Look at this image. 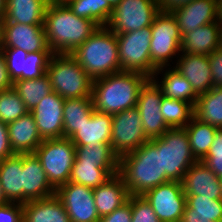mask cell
Here are the masks:
<instances>
[{
	"instance_id": "1",
	"label": "cell",
	"mask_w": 222,
	"mask_h": 222,
	"mask_svg": "<svg viewBox=\"0 0 222 222\" xmlns=\"http://www.w3.org/2000/svg\"><path fill=\"white\" fill-rule=\"evenodd\" d=\"M43 28L53 53L71 54L99 26L92 20L76 16L67 4L50 1L45 11Z\"/></svg>"
},
{
	"instance_id": "2",
	"label": "cell",
	"mask_w": 222,
	"mask_h": 222,
	"mask_svg": "<svg viewBox=\"0 0 222 222\" xmlns=\"http://www.w3.org/2000/svg\"><path fill=\"white\" fill-rule=\"evenodd\" d=\"M118 174L130 195H143L148 190L170 181L166 174L162 173L158 138L151 139L138 149L120 156Z\"/></svg>"
},
{
	"instance_id": "3",
	"label": "cell",
	"mask_w": 222,
	"mask_h": 222,
	"mask_svg": "<svg viewBox=\"0 0 222 222\" xmlns=\"http://www.w3.org/2000/svg\"><path fill=\"white\" fill-rule=\"evenodd\" d=\"M149 79L138 72L119 71L93 80L94 110L114 115L135 108L140 89Z\"/></svg>"
},
{
	"instance_id": "4",
	"label": "cell",
	"mask_w": 222,
	"mask_h": 222,
	"mask_svg": "<svg viewBox=\"0 0 222 222\" xmlns=\"http://www.w3.org/2000/svg\"><path fill=\"white\" fill-rule=\"evenodd\" d=\"M71 55L92 80L121 71L116 34L107 26H100Z\"/></svg>"
},
{
	"instance_id": "5",
	"label": "cell",
	"mask_w": 222,
	"mask_h": 222,
	"mask_svg": "<svg viewBox=\"0 0 222 222\" xmlns=\"http://www.w3.org/2000/svg\"><path fill=\"white\" fill-rule=\"evenodd\" d=\"M46 74L53 91L63 99L92 97L93 80L71 54L54 53Z\"/></svg>"
},
{
	"instance_id": "6",
	"label": "cell",
	"mask_w": 222,
	"mask_h": 222,
	"mask_svg": "<svg viewBox=\"0 0 222 222\" xmlns=\"http://www.w3.org/2000/svg\"><path fill=\"white\" fill-rule=\"evenodd\" d=\"M75 149L70 138L61 137L43 140L34 152L55 190L69 182Z\"/></svg>"
},
{
	"instance_id": "7",
	"label": "cell",
	"mask_w": 222,
	"mask_h": 222,
	"mask_svg": "<svg viewBox=\"0 0 222 222\" xmlns=\"http://www.w3.org/2000/svg\"><path fill=\"white\" fill-rule=\"evenodd\" d=\"M158 151H161L162 173L170 181L181 182L186 171L197 162L185 128H169L158 138Z\"/></svg>"
},
{
	"instance_id": "8",
	"label": "cell",
	"mask_w": 222,
	"mask_h": 222,
	"mask_svg": "<svg viewBox=\"0 0 222 222\" xmlns=\"http://www.w3.org/2000/svg\"><path fill=\"white\" fill-rule=\"evenodd\" d=\"M151 26L116 34L121 71L138 72L151 79L157 67L151 62Z\"/></svg>"
},
{
	"instance_id": "9",
	"label": "cell",
	"mask_w": 222,
	"mask_h": 222,
	"mask_svg": "<svg viewBox=\"0 0 222 222\" xmlns=\"http://www.w3.org/2000/svg\"><path fill=\"white\" fill-rule=\"evenodd\" d=\"M151 62L157 67H169L172 59L181 53L182 37L175 16L159 12L151 25Z\"/></svg>"
},
{
	"instance_id": "10",
	"label": "cell",
	"mask_w": 222,
	"mask_h": 222,
	"mask_svg": "<svg viewBox=\"0 0 222 222\" xmlns=\"http://www.w3.org/2000/svg\"><path fill=\"white\" fill-rule=\"evenodd\" d=\"M160 12L157 0H120L106 25L115 34L150 27Z\"/></svg>"
},
{
	"instance_id": "11",
	"label": "cell",
	"mask_w": 222,
	"mask_h": 222,
	"mask_svg": "<svg viewBox=\"0 0 222 222\" xmlns=\"http://www.w3.org/2000/svg\"><path fill=\"white\" fill-rule=\"evenodd\" d=\"M141 122L140 113L136 107L112 115L110 144L119 157L149 141Z\"/></svg>"
},
{
	"instance_id": "12",
	"label": "cell",
	"mask_w": 222,
	"mask_h": 222,
	"mask_svg": "<svg viewBox=\"0 0 222 222\" xmlns=\"http://www.w3.org/2000/svg\"><path fill=\"white\" fill-rule=\"evenodd\" d=\"M152 206L161 222H181L186 195L179 181H168L142 195Z\"/></svg>"
},
{
	"instance_id": "13",
	"label": "cell",
	"mask_w": 222,
	"mask_h": 222,
	"mask_svg": "<svg viewBox=\"0 0 222 222\" xmlns=\"http://www.w3.org/2000/svg\"><path fill=\"white\" fill-rule=\"evenodd\" d=\"M71 222H99L93 189L68 182L55 190Z\"/></svg>"
},
{
	"instance_id": "14",
	"label": "cell",
	"mask_w": 222,
	"mask_h": 222,
	"mask_svg": "<svg viewBox=\"0 0 222 222\" xmlns=\"http://www.w3.org/2000/svg\"><path fill=\"white\" fill-rule=\"evenodd\" d=\"M162 97L161 89L152 79H149L139 92L136 108L139 110L144 133L149 140L161 137L169 129L161 114Z\"/></svg>"
},
{
	"instance_id": "15",
	"label": "cell",
	"mask_w": 222,
	"mask_h": 222,
	"mask_svg": "<svg viewBox=\"0 0 222 222\" xmlns=\"http://www.w3.org/2000/svg\"><path fill=\"white\" fill-rule=\"evenodd\" d=\"M1 48H19L27 53L51 51L43 25L1 22Z\"/></svg>"
},
{
	"instance_id": "16",
	"label": "cell",
	"mask_w": 222,
	"mask_h": 222,
	"mask_svg": "<svg viewBox=\"0 0 222 222\" xmlns=\"http://www.w3.org/2000/svg\"><path fill=\"white\" fill-rule=\"evenodd\" d=\"M55 91L46 95L30 112L43 140L63 137V104Z\"/></svg>"
},
{
	"instance_id": "17",
	"label": "cell",
	"mask_w": 222,
	"mask_h": 222,
	"mask_svg": "<svg viewBox=\"0 0 222 222\" xmlns=\"http://www.w3.org/2000/svg\"><path fill=\"white\" fill-rule=\"evenodd\" d=\"M22 187L23 204L55 194L35 153H22Z\"/></svg>"
},
{
	"instance_id": "18",
	"label": "cell",
	"mask_w": 222,
	"mask_h": 222,
	"mask_svg": "<svg viewBox=\"0 0 222 222\" xmlns=\"http://www.w3.org/2000/svg\"><path fill=\"white\" fill-rule=\"evenodd\" d=\"M172 66L192 85L199 96L213 88L208 55L180 53Z\"/></svg>"
},
{
	"instance_id": "19",
	"label": "cell",
	"mask_w": 222,
	"mask_h": 222,
	"mask_svg": "<svg viewBox=\"0 0 222 222\" xmlns=\"http://www.w3.org/2000/svg\"><path fill=\"white\" fill-rule=\"evenodd\" d=\"M181 184L186 196L202 195L208 199H222L220 178L201 161L186 171Z\"/></svg>"
},
{
	"instance_id": "20",
	"label": "cell",
	"mask_w": 222,
	"mask_h": 222,
	"mask_svg": "<svg viewBox=\"0 0 222 222\" xmlns=\"http://www.w3.org/2000/svg\"><path fill=\"white\" fill-rule=\"evenodd\" d=\"M217 0H193L171 12L178 23L181 37L200 26L216 22Z\"/></svg>"
},
{
	"instance_id": "21",
	"label": "cell",
	"mask_w": 222,
	"mask_h": 222,
	"mask_svg": "<svg viewBox=\"0 0 222 222\" xmlns=\"http://www.w3.org/2000/svg\"><path fill=\"white\" fill-rule=\"evenodd\" d=\"M7 129L9 143L14 153H34L43 141L30 111L8 123Z\"/></svg>"
},
{
	"instance_id": "22",
	"label": "cell",
	"mask_w": 222,
	"mask_h": 222,
	"mask_svg": "<svg viewBox=\"0 0 222 222\" xmlns=\"http://www.w3.org/2000/svg\"><path fill=\"white\" fill-rule=\"evenodd\" d=\"M112 115L93 110L89 121L76 131L70 140L75 146L95 147L96 143H111Z\"/></svg>"
},
{
	"instance_id": "23",
	"label": "cell",
	"mask_w": 222,
	"mask_h": 222,
	"mask_svg": "<svg viewBox=\"0 0 222 222\" xmlns=\"http://www.w3.org/2000/svg\"><path fill=\"white\" fill-rule=\"evenodd\" d=\"M158 75L161 76V79ZM151 79L161 89L163 96L185 101L194 107L198 95L195 93L192 85L187 79L172 66L157 68Z\"/></svg>"
},
{
	"instance_id": "24",
	"label": "cell",
	"mask_w": 222,
	"mask_h": 222,
	"mask_svg": "<svg viewBox=\"0 0 222 222\" xmlns=\"http://www.w3.org/2000/svg\"><path fill=\"white\" fill-rule=\"evenodd\" d=\"M95 206L99 217L112 213L128 202L130 193L119 174L93 189Z\"/></svg>"
},
{
	"instance_id": "25",
	"label": "cell",
	"mask_w": 222,
	"mask_h": 222,
	"mask_svg": "<svg viewBox=\"0 0 222 222\" xmlns=\"http://www.w3.org/2000/svg\"><path fill=\"white\" fill-rule=\"evenodd\" d=\"M51 0H6L1 22L43 25L45 11Z\"/></svg>"
},
{
	"instance_id": "26",
	"label": "cell",
	"mask_w": 222,
	"mask_h": 222,
	"mask_svg": "<svg viewBox=\"0 0 222 222\" xmlns=\"http://www.w3.org/2000/svg\"><path fill=\"white\" fill-rule=\"evenodd\" d=\"M23 222H71L56 194L23 204Z\"/></svg>"
},
{
	"instance_id": "27",
	"label": "cell",
	"mask_w": 222,
	"mask_h": 222,
	"mask_svg": "<svg viewBox=\"0 0 222 222\" xmlns=\"http://www.w3.org/2000/svg\"><path fill=\"white\" fill-rule=\"evenodd\" d=\"M220 27L212 22L188 32L182 37L181 53L209 55L219 48Z\"/></svg>"
},
{
	"instance_id": "28",
	"label": "cell",
	"mask_w": 222,
	"mask_h": 222,
	"mask_svg": "<svg viewBox=\"0 0 222 222\" xmlns=\"http://www.w3.org/2000/svg\"><path fill=\"white\" fill-rule=\"evenodd\" d=\"M0 184L8 202L23 204L22 153L0 161Z\"/></svg>"
},
{
	"instance_id": "29",
	"label": "cell",
	"mask_w": 222,
	"mask_h": 222,
	"mask_svg": "<svg viewBox=\"0 0 222 222\" xmlns=\"http://www.w3.org/2000/svg\"><path fill=\"white\" fill-rule=\"evenodd\" d=\"M94 110L92 97L65 99L63 104V137L70 138Z\"/></svg>"
},
{
	"instance_id": "30",
	"label": "cell",
	"mask_w": 222,
	"mask_h": 222,
	"mask_svg": "<svg viewBox=\"0 0 222 222\" xmlns=\"http://www.w3.org/2000/svg\"><path fill=\"white\" fill-rule=\"evenodd\" d=\"M194 117L218 129L222 128V87H213L198 96Z\"/></svg>"
},
{
	"instance_id": "31",
	"label": "cell",
	"mask_w": 222,
	"mask_h": 222,
	"mask_svg": "<svg viewBox=\"0 0 222 222\" xmlns=\"http://www.w3.org/2000/svg\"><path fill=\"white\" fill-rule=\"evenodd\" d=\"M184 128L189 136L193 156L197 161H201L207 155L218 128L204 123L194 116Z\"/></svg>"
},
{
	"instance_id": "32",
	"label": "cell",
	"mask_w": 222,
	"mask_h": 222,
	"mask_svg": "<svg viewBox=\"0 0 222 222\" xmlns=\"http://www.w3.org/2000/svg\"><path fill=\"white\" fill-rule=\"evenodd\" d=\"M74 163L96 164L100 168H119V156L111 144L96 143L95 147L76 146Z\"/></svg>"
},
{
	"instance_id": "33",
	"label": "cell",
	"mask_w": 222,
	"mask_h": 222,
	"mask_svg": "<svg viewBox=\"0 0 222 222\" xmlns=\"http://www.w3.org/2000/svg\"><path fill=\"white\" fill-rule=\"evenodd\" d=\"M118 173L119 168H100L96 164L74 163L69 182L94 189Z\"/></svg>"
},
{
	"instance_id": "34",
	"label": "cell",
	"mask_w": 222,
	"mask_h": 222,
	"mask_svg": "<svg viewBox=\"0 0 222 222\" xmlns=\"http://www.w3.org/2000/svg\"><path fill=\"white\" fill-rule=\"evenodd\" d=\"M14 90L25 103L26 108L31 111L53 88L47 74L36 79L17 80L13 83Z\"/></svg>"
},
{
	"instance_id": "35",
	"label": "cell",
	"mask_w": 222,
	"mask_h": 222,
	"mask_svg": "<svg viewBox=\"0 0 222 222\" xmlns=\"http://www.w3.org/2000/svg\"><path fill=\"white\" fill-rule=\"evenodd\" d=\"M67 5L76 16L92 20L99 27L108 24L113 12L106 0H71Z\"/></svg>"
},
{
	"instance_id": "36",
	"label": "cell",
	"mask_w": 222,
	"mask_h": 222,
	"mask_svg": "<svg viewBox=\"0 0 222 222\" xmlns=\"http://www.w3.org/2000/svg\"><path fill=\"white\" fill-rule=\"evenodd\" d=\"M161 114L169 128H184L194 116L190 103L163 96L160 102Z\"/></svg>"
},
{
	"instance_id": "37",
	"label": "cell",
	"mask_w": 222,
	"mask_h": 222,
	"mask_svg": "<svg viewBox=\"0 0 222 222\" xmlns=\"http://www.w3.org/2000/svg\"><path fill=\"white\" fill-rule=\"evenodd\" d=\"M185 211L190 216L210 218L213 222H222V199H208L202 195L186 196Z\"/></svg>"
},
{
	"instance_id": "38",
	"label": "cell",
	"mask_w": 222,
	"mask_h": 222,
	"mask_svg": "<svg viewBox=\"0 0 222 222\" xmlns=\"http://www.w3.org/2000/svg\"><path fill=\"white\" fill-rule=\"evenodd\" d=\"M29 112L14 88L0 91V121L8 124Z\"/></svg>"
},
{
	"instance_id": "39",
	"label": "cell",
	"mask_w": 222,
	"mask_h": 222,
	"mask_svg": "<svg viewBox=\"0 0 222 222\" xmlns=\"http://www.w3.org/2000/svg\"><path fill=\"white\" fill-rule=\"evenodd\" d=\"M52 51L28 53L24 65V79H36L46 74Z\"/></svg>"
},
{
	"instance_id": "40",
	"label": "cell",
	"mask_w": 222,
	"mask_h": 222,
	"mask_svg": "<svg viewBox=\"0 0 222 222\" xmlns=\"http://www.w3.org/2000/svg\"><path fill=\"white\" fill-rule=\"evenodd\" d=\"M6 61V67L13 83L24 80V65L27 52L19 48H1Z\"/></svg>"
},
{
	"instance_id": "41",
	"label": "cell",
	"mask_w": 222,
	"mask_h": 222,
	"mask_svg": "<svg viewBox=\"0 0 222 222\" xmlns=\"http://www.w3.org/2000/svg\"><path fill=\"white\" fill-rule=\"evenodd\" d=\"M201 162L219 178L222 177V128L217 129L209 151Z\"/></svg>"
},
{
	"instance_id": "42",
	"label": "cell",
	"mask_w": 222,
	"mask_h": 222,
	"mask_svg": "<svg viewBox=\"0 0 222 222\" xmlns=\"http://www.w3.org/2000/svg\"><path fill=\"white\" fill-rule=\"evenodd\" d=\"M131 222H161L152 206L142 195H131Z\"/></svg>"
},
{
	"instance_id": "43",
	"label": "cell",
	"mask_w": 222,
	"mask_h": 222,
	"mask_svg": "<svg viewBox=\"0 0 222 222\" xmlns=\"http://www.w3.org/2000/svg\"><path fill=\"white\" fill-rule=\"evenodd\" d=\"M0 222H23V204L8 202L1 205Z\"/></svg>"
},
{
	"instance_id": "44",
	"label": "cell",
	"mask_w": 222,
	"mask_h": 222,
	"mask_svg": "<svg viewBox=\"0 0 222 222\" xmlns=\"http://www.w3.org/2000/svg\"><path fill=\"white\" fill-rule=\"evenodd\" d=\"M213 87H222V50L215 49L208 55Z\"/></svg>"
},
{
	"instance_id": "45",
	"label": "cell",
	"mask_w": 222,
	"mask_h": 222,
	"mask_svg": "<svg viewBox=\"0 0 222 222\" xmlns=\"http://www.w3.org/2000/svg\"><path fill=\"white\" fill-rule=\"evenodd\" d=\"M131 195L127 203L115 209L112 213L100 218L99 222H131Z\"/></svg>"
},
{
	"instance_id": "46",
	"label": "cell",
	"mask_w": 222,
	"mask_h": 222,
	"mask_svg": "<svg viewBox=\"0 0 222 222\" xmlns=\"http://www.w3.org/2000/svg\"><path fill=\"white\" fill-rule=\"evenodd\" d=\"M14 154L9 143L7 124L0 121V161Z\"/></svg>"
},
{
	"instance_id": "47",
	"label": "cell",
	"mask_w": 222,
	"mask_h": 222,
	"mask_svg": "<svg viewBox=\"0 0 222 222\" xmlns=\"http://www.w3.org/2000/svg\"><path fill=\"white\" fill-rule=\"evenodd\" d=\"M13 88V81L10 78L3 50L0 47V91Z\"/></svg>"
},
{
	"instance_id": "48",
	"label": "cell",
	"mask_w": 222,
	"mask_h": 222,
	"mask_svg": "<svg viewBox=\"0 0 222 222\" xmlns=\"http://www.w3.org/2000/svg\"><path fill=\"white\" fill-rule=\"evenodd\" d=\"M191 1L193 0H157V4L161 12H173Z\"/></svg>"
},
{
	"instance_id": "49",
	"label": "cell",
	"mask_w": 222,
	"mask_h": 222,
	"mask_svg": "<svg viewBox=\"0 0 222 222\" xmlns=\"http://www.w3.org/2000/svg\"><path fill=\"white\" fill-rule=\"evenodd\" d=\"M181 222H213V221H210V218L207 217L190 216V214H188L184 210Z\"/></svg>"
},
{
	"instance_id": "50",
	"label": "cell",
	"mask_w": 222,
	"mask_h": 222,
	"mask_svg": "<svg viewBox=\"0 0 222 222\" xmlns=\"http://www.w3.org/2000/svg\"><path fill=\"white\" fill-rule=\"evenodd\" d=\"M216 22L220 29H222V0L218 1Z\"/></svg>"
},
{
	"instance_id": "51",
	"label": "cell",
	"mask_w": 222,
	"mask_h": 222,
	"mask_svg": "<svg viewBox=\"0 0 222 222\" xmlns=\"http://www.w3.org/2000/svg\"><path fill=\"white\" fill-rule=\"evenodd\" d=\"M6 0H0V21H2L5 14Z\"/></svg>"
},
{
	"instance_id": "52",
	"label": "cell",
	"mask_w": 222,
	"mask_h": 222,
	"mask_svg": "<svg viewBox=\"0 0 222 222\" xmlns=\"http://www.w3.org/2000/svg\"><path fill=\"white\" fill-rule=\"evenodd\" d=\"M8 203L4 193H3V190H2V187H1V184H0V206L3 205V204H6Z\"/></svg>"
},
{
	"instance_id": "53",
	"label": "cell",
	"mask_w": 222,
	"mask_h": 222,
	"mask_svg": "<svg viewBox=\"0 0 222 222\" xmlns=\"http://www.w3.org/2000/svg\"><path fill=\"white\" fill-rule=\"evenodd\" d=\"M106 1L108 2V4H109L112 8H114V7L119 3L120 0H106Z\"/></svg>"
},
{
	"instance_id": "54",
	"label": "cell",
	"mask_w": 222,
	"mask_h": 222,
	"mask_svg": "<svg viewBox=\"0 0 222 222\" xmlns=\"http://www.w3.org/2000/svg\"><path fill=\"white\" fill-rule=\"evenodd\" d=\"M51 1L57 4H68L71 0H51Z\"/></svg>"
},
{
	"instance_id": "55",
	"label": "cell",
	"mask_w": 222,
	"mask_h": 222,
	"mask_svg": "<svg viewBox=\"0 0 222 222\" xmlns=\"http://www.w3.org/2000/svg\"><path fill=\"white\" fill-rule=\"evenodd\" d=\"M219 49L222 50V29L219 32Z\"/></svg>"
},
{
	"instance_id": "56",
	"label": "cell",
	"mask_w": 222,
	"mask_h": 222,
	"mask_svg": "<svg viewBox=\"0 0 222 222\" xmlns=\"http://www.w3.org/2000/svg\"><path fill=\"white\" fill-rule=\"evenodd\" d=\"M220 183H221V188H222V177H220Z\"/></svg>"
}]
</instances>
